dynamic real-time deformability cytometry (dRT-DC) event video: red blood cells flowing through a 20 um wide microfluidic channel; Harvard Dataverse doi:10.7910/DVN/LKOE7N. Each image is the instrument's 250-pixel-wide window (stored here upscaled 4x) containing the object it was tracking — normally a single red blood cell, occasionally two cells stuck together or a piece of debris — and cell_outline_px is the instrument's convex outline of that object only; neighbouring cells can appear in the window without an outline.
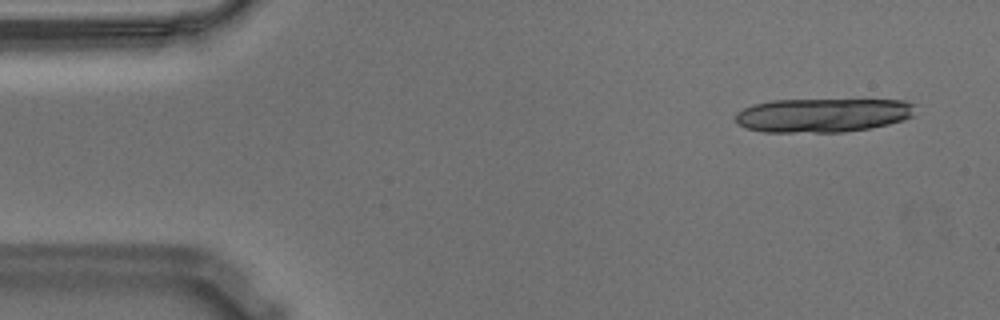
{"species": "Egyptian fruit bat (a non-hibernating species)", "species_latin": "Rousettus aegyptiacus", "temperature_condition": "warm", "stored_images_in_passage": 19, "camera_frame_rate_fps": 3000, "um_per_image_px": 0.085, "animal": {"sex": "male"}, "frame": {"image": 1, "passage_image": 3, "time_ms": 0.667, "image_size_px": [1000, 320], "cell_outline_px": [[916, 104], [912, 116], [904, 120], [872, 128], [844, 132], [764, 132], [744, 128], [736, 124], [736, 112], [752, 104], [772, 100], [904, 100]], "centroid_in_image_um": [69.92, 9.79], "position_along_channel_um": 15.1, "area_um2": 35.89}}